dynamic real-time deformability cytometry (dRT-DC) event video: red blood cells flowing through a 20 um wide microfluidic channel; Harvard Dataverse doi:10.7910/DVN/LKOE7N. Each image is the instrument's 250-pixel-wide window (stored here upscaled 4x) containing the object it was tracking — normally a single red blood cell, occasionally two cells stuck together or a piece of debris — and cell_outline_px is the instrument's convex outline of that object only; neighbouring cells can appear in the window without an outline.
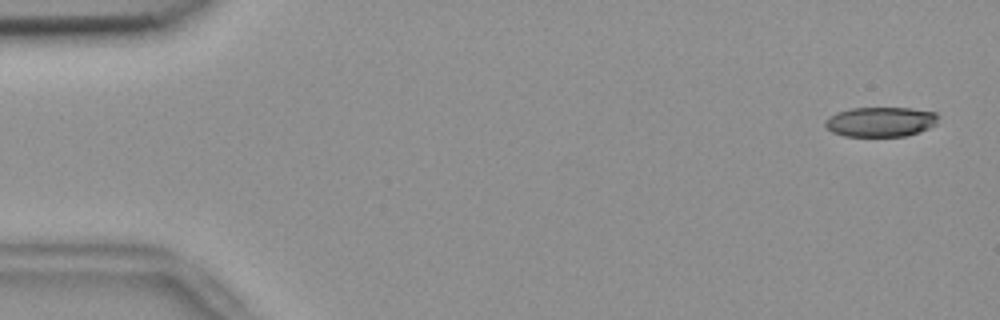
{"species": "common noctule bat (a hibernating species)", "species_latin": "Nyctalus noctula", "temperature_condition": "room temperature", "stored_images_in_passage": 55, "camera_frame_rate_fps": 3000, "um_per_image_px": 0.085, "animal": {"sex": "female", "body_mass_g": 18.4}, "frame": {"image": 1, "passage_image": 3, "time_ms": 0.667, "image_size_px": [1000, 320], "cell_outline_px": [[940, 116], [936, 124], [920, 132], [904, 136], [844, 136], [832, 132], [824, 124], [824, 120], [828, 116], [836, 112], [852, 108], [912, 108], [936, 112]], "centroid_in_image_um": [74.86, 10.35], "position_along_channel_um": 10.1, "area_um2": 19.83}}
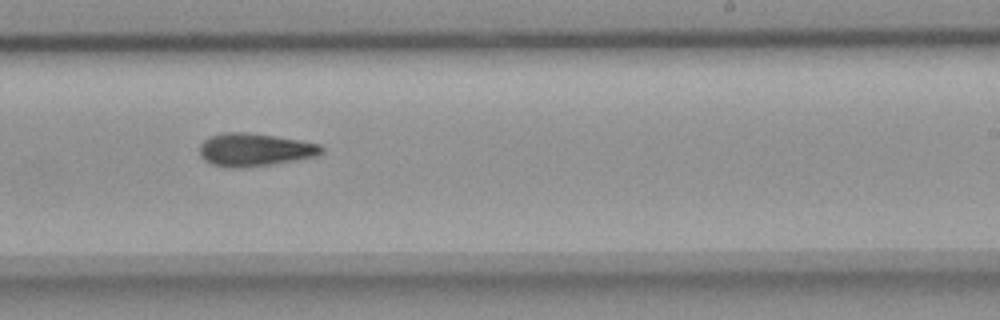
{"frame": {"image": 2, "passage_image": 34, "time_ms": 11.0, "image_size_px": [1000, 320], "cell_outline_px": [[324, 152], [316, 156], [272, 164], [244, 168], [228, 168], [212, 164], [204, 160], [200, 156], [200, 144], [208, 136], [224, 132], [248, 132], [300, 140], [320, 144], [324, 148]], "centroid_in_image_um": [21.63, 12.73], "position_along_channel_um": 267.4, "area_um2": 23.58}}
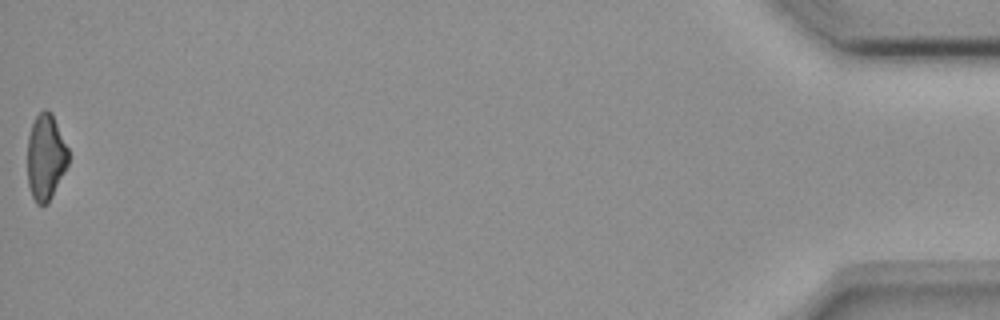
{"frame": {"image": 3, "passage_image": 55, "time_ms": 18.0, "image_size_px": [1000, 320], "cell_outline_px": [[68, 164], [48, 204], [36, 204], [32, 196], [28, 184], [28, 136], [32, 124], [36, 116], [44, 108], [48, 108], [52, 112], [68, 148]], "centroid_in_image_um": [3.89, 13.33], "position_along_channel_um": 431.3, "area_um2": 20.52}}